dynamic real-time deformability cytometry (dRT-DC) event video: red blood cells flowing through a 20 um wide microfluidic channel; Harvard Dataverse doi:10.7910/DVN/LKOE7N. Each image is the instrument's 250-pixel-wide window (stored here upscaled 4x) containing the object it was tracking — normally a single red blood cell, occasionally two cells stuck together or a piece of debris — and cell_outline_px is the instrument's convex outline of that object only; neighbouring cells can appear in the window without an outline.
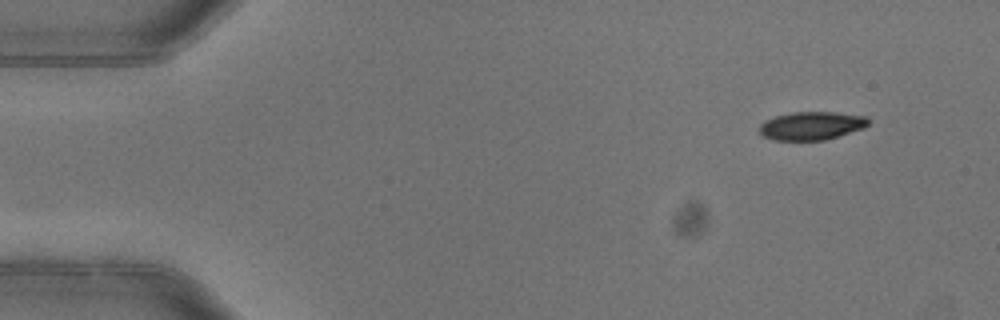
{"species": "common noctule bat (a hibernating species)", "species_latin": "Nyctalus noctula", "temperature_condition": "warm", "stored_images_in_passage": 4, "camera_frame_rate_fps": 3000, "um_per_image_px": 0.085, "animal": {"sex": "female"}, "frame": {"image": 1, "passage_image": 1, "time_ms": 0.0, "image_size_px": [1000, 320], "cell_outline_px": [[868, 124], [864, 128], [824, 140], [772, 140], [760, 136], [760, 124], [764, 120], [776, 116], [792, 112], [836, 112], [868, 116]], "centroid_in_image_um": [68.95, 10.68], "position_along_channel_um": 16.0, "area_um2": 18.03}}
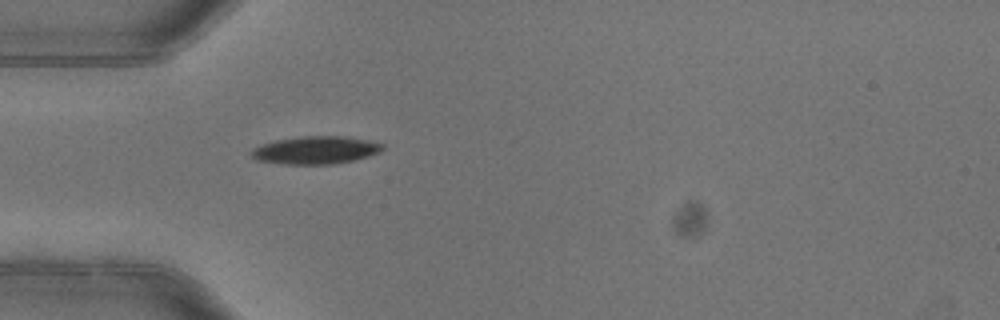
{"frame": {"image": 2, "passage_image": 4, "time_ms": 1.0, "image_size_px": [1000, 320], "cell_outline_px": [[384, 148], [380, 152], [368, 156], [352, 160], [332, 164], [284, 164], [256, 160], [248, 152], [252, 148], [260, 144], [276, 140], [300, 136], [344, 136], [372, 140], [384, 144]], "centroid_in_image_um": [26.81, 12.75], "position_along_channel_um": 58.2, "area_um2": 21.44}}